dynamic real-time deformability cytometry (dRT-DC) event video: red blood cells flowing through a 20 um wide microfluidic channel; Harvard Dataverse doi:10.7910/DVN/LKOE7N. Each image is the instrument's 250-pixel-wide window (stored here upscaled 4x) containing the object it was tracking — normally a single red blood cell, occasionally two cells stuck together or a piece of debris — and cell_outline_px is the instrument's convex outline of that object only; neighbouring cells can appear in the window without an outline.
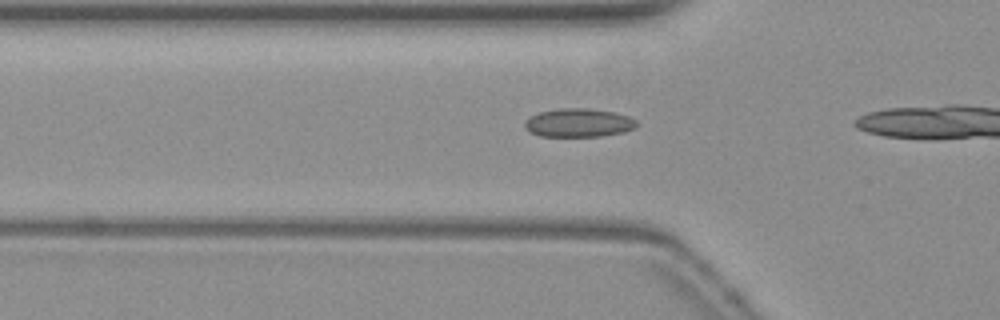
{"species": "common noctule bat (a hibernating species)", "species_latin": "Nyctalus noctula", "temperature_condition": "warm", "stored_images_in_passage": 3, "camera_frame_rate_fps": 3000, "um_per_image_px": 0.085, "animal": {"sex": "female", "body_mass_g": 19.3, "forearm_length_mm": 54.1}, "frame": {"image": 1, "passage_image": 2, "time_ms": 0.333, "image_size_px": [1000, 320], "cell_outline_px": [[636, 128], [624, 132], [600, 136], [540, 136], [524, 128], [524, 120], [540, 112], [556, 108], [588, 108], [616, 112], [628, 116], [636, 120]], "centroid_in_image_um": [49.19, 10.43], "position_along_channel_um": 76.6, "area_um2": 18.67}}